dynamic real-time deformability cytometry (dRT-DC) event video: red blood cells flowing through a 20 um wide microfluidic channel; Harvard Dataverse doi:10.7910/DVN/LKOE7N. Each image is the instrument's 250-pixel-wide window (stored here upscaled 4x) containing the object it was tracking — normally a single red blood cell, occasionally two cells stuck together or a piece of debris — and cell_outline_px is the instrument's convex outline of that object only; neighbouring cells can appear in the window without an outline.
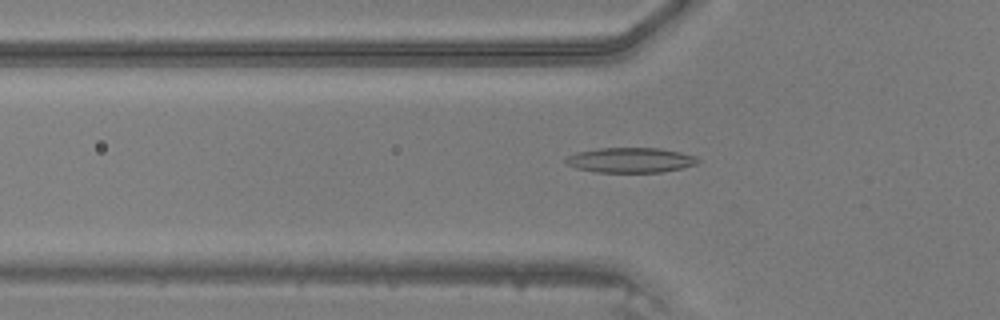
{"species": "common noctule bat (a hibernating species)", "species_latin": "Nyctalus noctula", "temperature_condition": "warm", "stored_images_in_passage": 23, "camera_frame_rate_fps": 3000, "um_per_image_px": 0.085, "animal": {"sex": "male", "body_mass_g": 20.5, "forearm_length_mm": 52.5}, "frame": {"image": 1, "passage_image": 4, "time_ms": 1.0, "image_size_px": [1000, 320], "cell_outline_px": [[700, 160], [696, 164], [680, 168], [660, 172], [596, 172], [576, 168], [564, 164], [564, 160], [568, 156], [576, 152], [600, 148], [660, 148], [680, 152], [696, 156]], "centroid_in_image_um": [53.55, 13.6], "position_along_channel_um": 72.2, "area_um2": 19.25}}
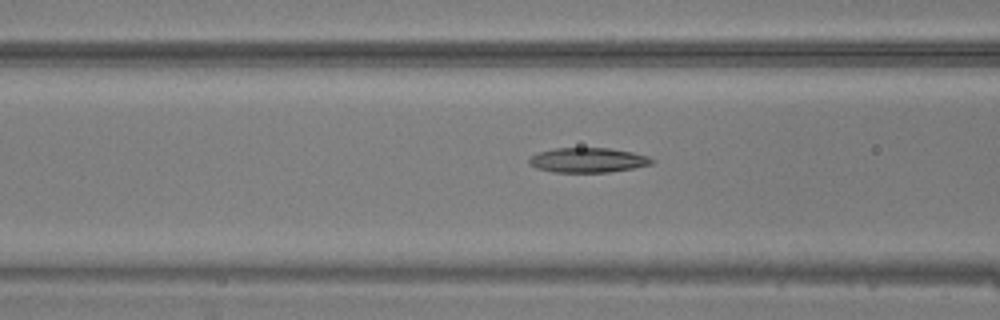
{"frame": {"image": 2, "passage_image": 7, "time_ms": 2.0, "image_size_px": [1000, 320], "cell_outline_px": [[656, 160], [652, 164], [632, 168], [608, 172], [552, 172], [536, 168], [528, 164], [528, 160], [536, 152], [556, 148], [608, 148], [632, 152], [648, 156]], "centroid_in_image_um": [49.95, 13.61], "position_along_channel_um": 116.7, "area_um2": 17.74}}
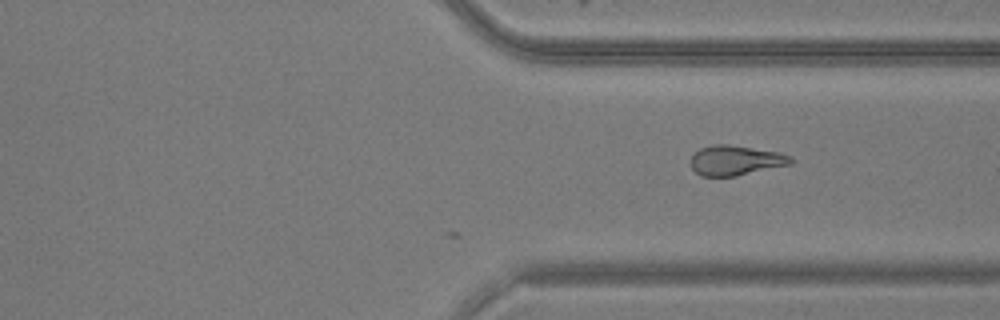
{"frame": {"image": 3, "passage_image": 23, "time_ms": 7.333, "image_size_px": [1000, 320], "cell_outline_px": [[796, 160], [792, 164], [736, 176], [700, 176], [692, 168], [692, 156], [700, 148], [712, 144], [728, 144], [780, 152]], "centroid_in_image_um": [62.55, 13.63], "position_along_channel_um": 348.8, "area_um2": 17.46}}